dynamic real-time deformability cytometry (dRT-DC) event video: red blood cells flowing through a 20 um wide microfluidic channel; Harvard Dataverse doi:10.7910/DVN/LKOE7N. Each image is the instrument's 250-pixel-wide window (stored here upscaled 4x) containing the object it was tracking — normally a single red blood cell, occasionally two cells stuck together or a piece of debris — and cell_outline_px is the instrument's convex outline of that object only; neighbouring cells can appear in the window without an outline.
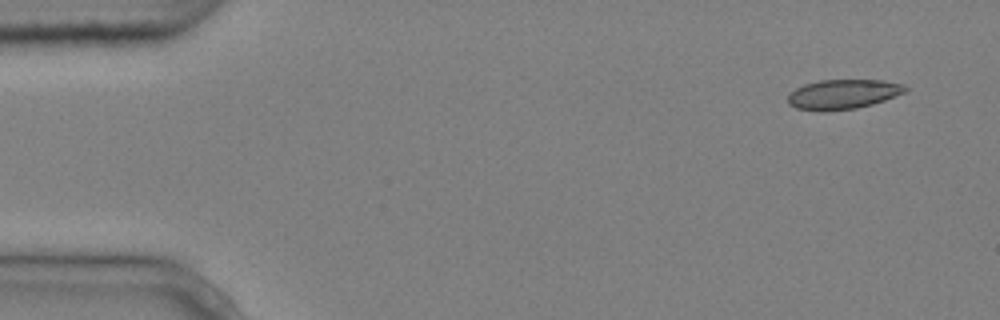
{"species": "common noctule bat (a hibernating species)", "species_latin": "Nyctalus noctula", "temperature_condition": "cold", "stored_images_in_passage": 6, "camera_frame_rate_fps": 3000, "um_per_image_px": 0.085, "animal": {"sex": "male", "body_mass_g": 20.4}, "frame": {"image": 1, "passage_image": 1, "time_ms": 0.0, "image_size_px": [1000, 320], "cell_outline_px": [[908, 92], [872, 104], [856, 108], [824, 112], [796, 108], [788, 104], [788, 92], [804, 84], [820, 80], [884, 80], [904, 84], [908, 88]], "centroid_in_image_um": [71.66, 8.01], "position_along_channel_um": 13.3, "area_um2": 20.58}}
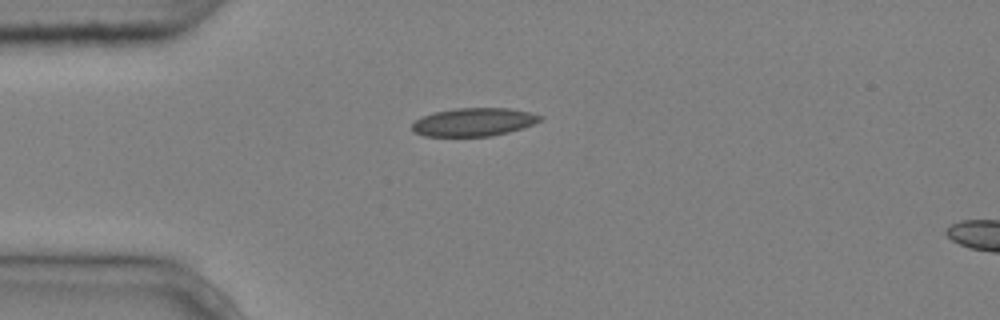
{"frame": {"image": 2, "passage_image": 4, "time_ms": 1.0, "image_size_px": [1000, 320], "cell_outline_px": [[544, 120], [524, 128], [492, 136], [424, 136], [412, 132], [412, 124], [416, 120], [432, 112], [456, 108], [508, 108], [528, 112], [544, 116]], "centroid_in_image_um": [40.29, 10.37], "position_along_channel_um": 44.7, "area_um2": 21.21}}
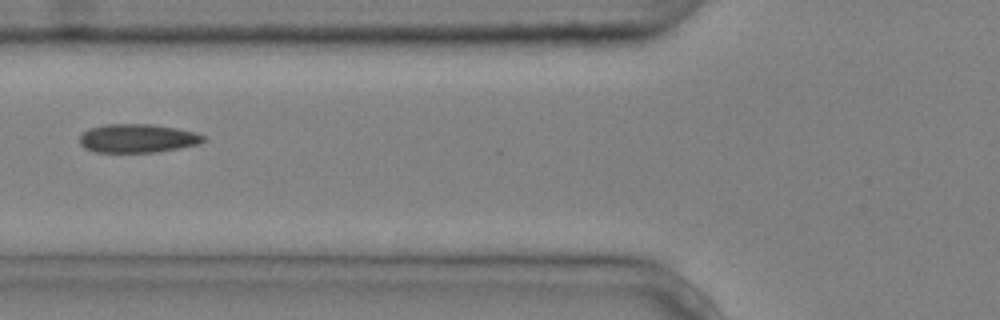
{"frame": {"image": 3, "passage_image": 6, "time_ms": 1.667, "image_size_px": [1000, 320], "cell_outline_px": [[208, 140], [200, 144], [180, 148], [156, 152], [96, 152], [84, 148], [80, 144], [80, 136], [88, 128], [104, 124], [152, 124], [176, 128], [196, 132], [204, 136]], "centroid_in_image_um": [11.72, 11.75], "position_along_channel_um": 114.1, "area_um2": 20.87}}